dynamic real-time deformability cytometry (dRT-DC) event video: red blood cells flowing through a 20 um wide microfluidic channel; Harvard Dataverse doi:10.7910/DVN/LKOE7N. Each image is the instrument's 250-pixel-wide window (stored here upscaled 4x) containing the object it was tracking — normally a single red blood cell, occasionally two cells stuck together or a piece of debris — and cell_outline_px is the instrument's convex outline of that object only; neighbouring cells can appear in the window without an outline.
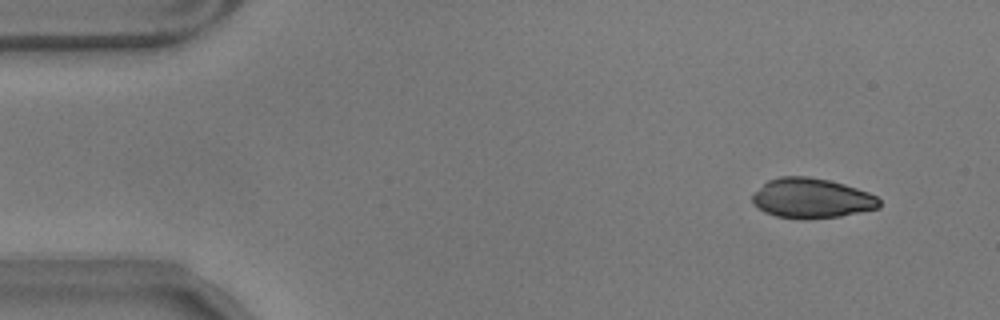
{"species": "common noctule bat (a hibernating species)", "species_latin": "Nyctalus noctula", "temperature_condition": "warm", "stored_images_in_passage": 56, "camera_frame_rate_fps": 3000, "um_per_image_px": 0.085, "animal": {"sex": "male", "body_mass_g": 17.9}, "frame": {"image": 1, "passage_image": 4, "time_ms": 1.0, "image_size_px": [1000, 320], "cell_outline_px": [[880, 208], [840, 216], [804, 220], [800, 220], [776, 216], [764, 212], [752, 204], [752, 192], [768, 180], [780, 176], [808, 176], [828, 180], [844, 184], [868, 192], [876, 196], [880, 200]], "centroid_in_image_um": [68.95, 16.86], "position_along_channel_um": 16.1, "area_um2": 29.88}}
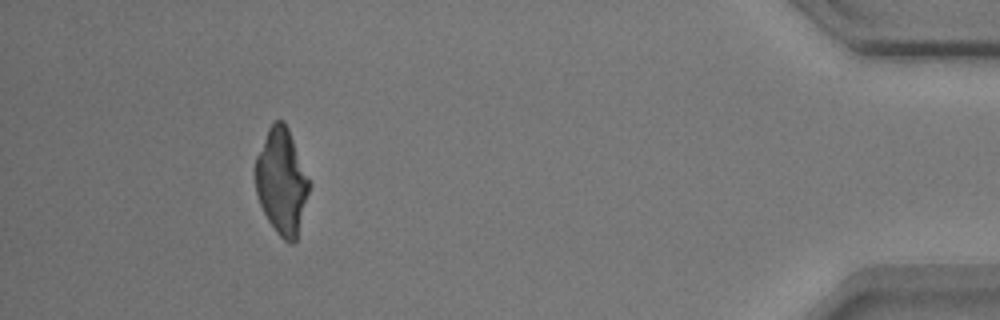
{"frame": {"image": 2, "passage_image": 51, "time_ms": 16.667, "image_size_px": [1000, 320], "cell_outline_px": [[308, 192], [296, 240], [292, 244], [288, 244], [276, 232], [268, 220], [260, 204], [256, 192], [256, 156], [268, 128], [276, 120], [284, 120], [288, 128], [308, 180]], "centroid_in_image_um": [23.91, 15.44], "position_along_channel_um": 411.3, "area_um2": 32.19}}